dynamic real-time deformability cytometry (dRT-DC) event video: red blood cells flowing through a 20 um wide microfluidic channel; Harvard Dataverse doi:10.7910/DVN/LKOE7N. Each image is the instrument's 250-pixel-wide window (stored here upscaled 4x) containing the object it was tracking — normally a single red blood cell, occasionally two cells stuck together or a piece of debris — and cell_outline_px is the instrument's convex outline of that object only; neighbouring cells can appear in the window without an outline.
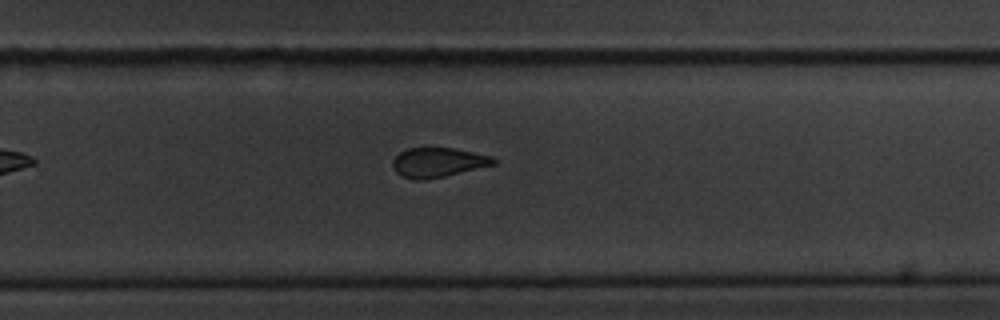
{"species": "common noctule bat (a hibernating species)", "species_latin": "Nyctalus noctula", "temperature_condition": "cold", "stored_images_in_passage": 10, "camera_frame_rate_fps": 3000, "um_per_image_px": 0.085, "animal": {"sex": "male", "body_mass_g": 20.1, "forearm_length_mm": 53.5}, "frame": {"image": 1, "passage_image": 10, "time_ms": 3.0, "image_size_px": [1000, 320], "cell_outline_px": [[496, 164], [444, 176], [424, 180], [416, 180], [400, 176], [396, 172], [392, 164], [392, 160], [400, 152], [408, 148], [452, 148], [492, 156], [496, 160]], "centroid_in_image_um": [37.21, 13.81], "position_along_channel_um": 292.6, "area_um2": 17.22}}